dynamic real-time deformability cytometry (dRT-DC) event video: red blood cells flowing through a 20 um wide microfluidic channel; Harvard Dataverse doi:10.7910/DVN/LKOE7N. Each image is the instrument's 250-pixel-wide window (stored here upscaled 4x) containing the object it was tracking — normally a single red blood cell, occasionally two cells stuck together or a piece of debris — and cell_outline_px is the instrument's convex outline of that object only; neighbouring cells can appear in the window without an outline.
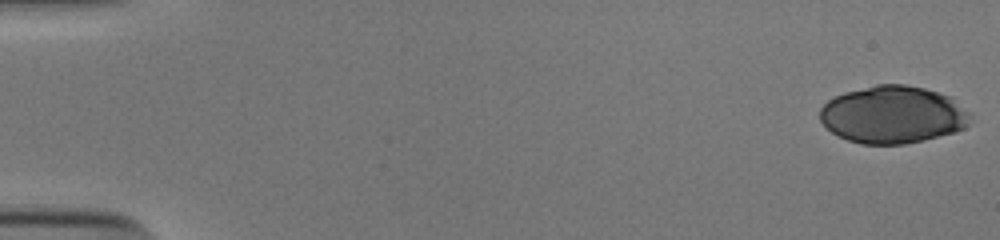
{"species": "human", "species_latin": "Homo sapiens", "temperature_condition": "cold", "stored_images_in_passage": 21, "camera_frame_rate_fps": 3000, "um_per_image_px": 0.085, "donor": {"sex": "male"}, "frame": {"image": 1, "passage_image": 1, "time_ms": 0.0, "image_size_px": [1000, 240], "cell_outline_px": [[972, 112], [968, 124], [964, 128], [956, 132], [924, 140], [904, 144], [860, 144], [848, 140], [832, 132], [820, 120], [820, 108], [828, 100], [844, 92], [876, 84], [904, 84], [924, 88], [952, 96]], "centroid_in_image_um": [75.94, 9.74], "position_along_channel_um": 9.1, "area_um2": 50.75}}
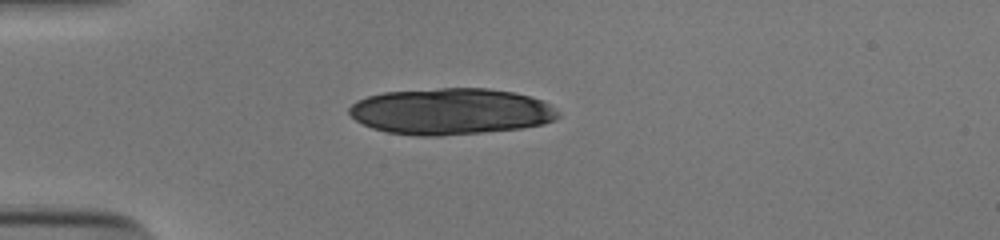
{"frame": {"image": 2, "passage_image": 15, "time_ms": 4.667, "image_size_px": [1000, 240], "cell_outline_px": [[560, 116], [556, 120], [544, 124], [520, 128], [440, 136], [416, 136], [388, 132], [372, 128], [356, 120], [348, 112], [348, 108], [356, 100], [368, 96], [384, 92], [440, 88], [488, 88], [512, 92], [544, 100], [556, 108], [560, 112]], "centroid_in_image_um": [38.34, 9.47], "position_along_channel_um": 46.7, "area_um2": 56.59}}